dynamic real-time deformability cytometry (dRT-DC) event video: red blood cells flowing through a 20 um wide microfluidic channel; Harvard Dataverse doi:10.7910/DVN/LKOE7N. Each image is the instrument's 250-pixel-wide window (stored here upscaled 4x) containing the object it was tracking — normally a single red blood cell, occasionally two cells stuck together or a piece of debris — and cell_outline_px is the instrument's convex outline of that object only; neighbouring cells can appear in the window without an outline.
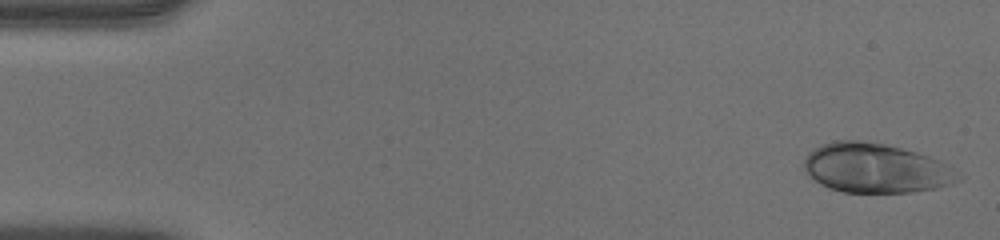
{"species": "human", "species_latin": "Homo sapiens", "temperature_condition": "warm", "stored_images_in_passage": 49, "camera_frame_rate_fps": 3000, "um_per_image_px": 0.085, "donor": {"sex": "male"}, "frame": {"image": 1, "passage_image": 1, "time_ms": 0.0, "image_size_px": [1000, 240], "cell_outline_px": [[964, 176], [960, 180], [952, 184], [936, 188], [912, 192], [844, 192], [828, 188], [820, 184], [804, 172], [804, 160], [820, 144], [836, 140], [860, 140], [884, 144], [916, 152], [940, 160]], "centroid_in_image_um": [74.46, 14.3], "position_along_channel_um": 10.5, "area_um2": 44.45}}
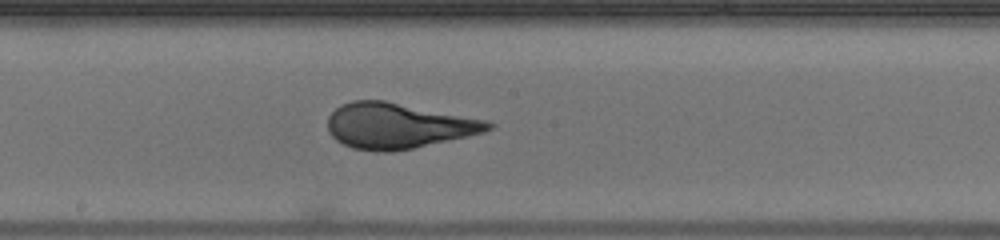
{"frame": {"image": 2, "passage_image": 26, "time_ms": 8.333, "image_size_px": [1000, 240], "cell_outline_px": [[496, 124], [492, 128], [484, 132], [468, 136], [412, 148], [392, 152], [376, 152], [352, 148], [336, 140], [328, 132], [328, 116], [340, 104], [352, 100], [384, 100], [488, 120]], "centroid_in_image_um": [33.82, 10.68], "position_along_channel_um": 214.4, "area_um2": 42.66}}
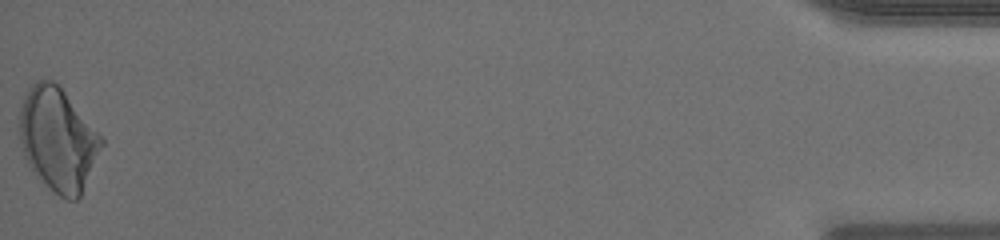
{"frame": {"image": 3, "passage_image": 49, "time_ms": 16.0, "image_size_px": [1000, 240], "cell_outline_px": [[104, 144], [80, 196], [76, 200], [68, 200], [60, 196], [36, 176], [28, 164], [24, 156], [20, 140], [20, 108], [24, 92], [36, 80], [52, 80], [64, 92], [104, 140]], "centroid_in_image_um": [4.9, 11.85], "position_along_channel_um": 430.3, "area_um2": 48.61}, "authors_computed_cell_mechanics": {"area_um2": 42.483, "velocity_mm_per_s": 4.0863, "shape_relaxation_time_tau1_ms": 6.1032, "shape_relaxation_time_tau2_ms": null, "deformation_change_tau1": 0.2259, "deformation_change_tau2": null}}